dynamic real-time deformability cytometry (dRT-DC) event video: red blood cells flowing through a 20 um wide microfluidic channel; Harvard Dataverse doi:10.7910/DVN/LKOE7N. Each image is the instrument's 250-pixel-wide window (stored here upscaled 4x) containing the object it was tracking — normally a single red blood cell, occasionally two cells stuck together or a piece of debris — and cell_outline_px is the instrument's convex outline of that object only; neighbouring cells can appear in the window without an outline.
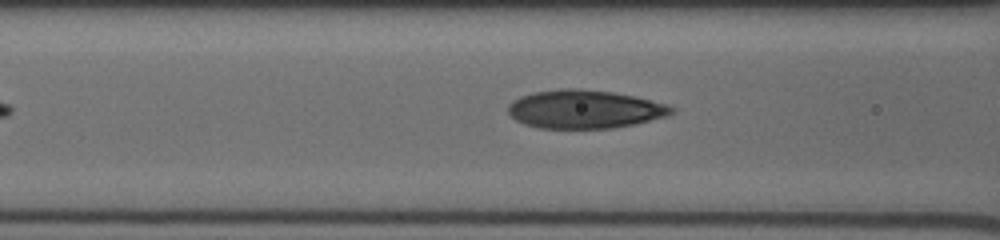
{"species": "human", "species_latin": "Homo sapiens", "temperature_condition": "cold", "stored_images_in_passage": 29, "camera_frame_rate_fps": 3000, "um_per_image_px": 0.085, "donor": {"sex": "male"}, "frame": {"image": 1, "passage_image": 9, "time_ms": 2.667, "image_size_px": [1000, 240], "cell_outline_px": [[676, 108], [672, 112], [664, 116], [632, 124], [612, 128], [540, 128], [524, 124], [516, 120], [508, 112], [508, 104], [512, 100], [520, 96], [532, 92], [560, 88], [580, 88], [612, 92], [632, 96], [668, 104]], "centroid_in_image_um": [49.63, 9.27], "position_along_channel_um": 117.0, "area_um2": 36.41}}
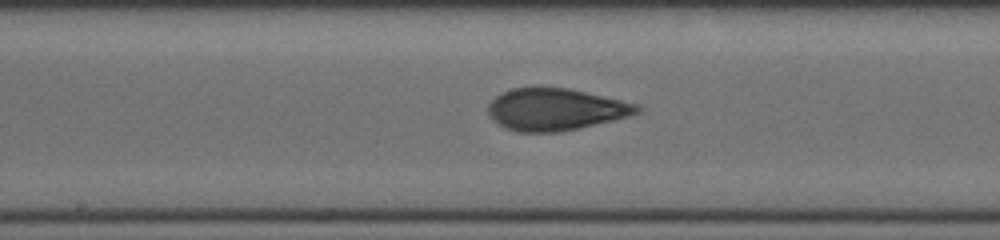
{"frame": {"image": 2, "passage_image": 15, "time_ms": 4.667, "image_size_px": [1000, 240], "cell_outline_px": [[644, 108], [640, 112], [632, 116], [580, 128], [560, 132], [520, 132], [504, 128], [492, 120], [488, 116], [488, 104], [500, 92], [512, 88], [540, 84], [568, 88], [640, 104]], "centroid_in_image_um": [47.22, 9.27], "position_along_channel_um": 201.0, "area_um2": 37.63}}
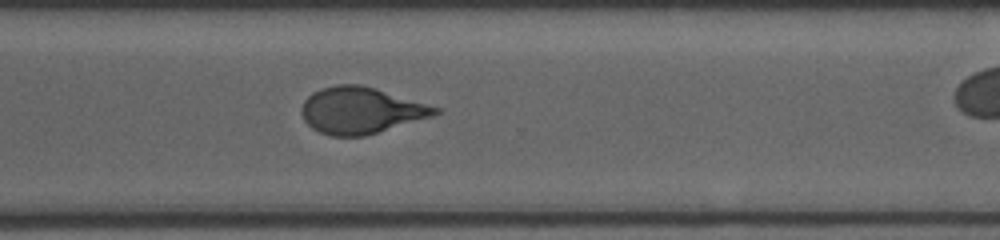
{"frame": {"image": 3, "passage_image": 25, "time_ms": 8.0, "image_size_px": [1000, 240], "cell_outline_px": [[440, 112], [432, 116], [364, 136], [332, 136], [320, 132], [312, 128], [304, 120], [300, 112], [300, 108], [304, 100], [312, 92], [320, 88], [336, 84], [360, 84], [376, 88], [440, 108]], "centroid_in_image_um": [30.62, 9.37], "position_along_channel_um": 340.0, "area_um2": 36.07}}